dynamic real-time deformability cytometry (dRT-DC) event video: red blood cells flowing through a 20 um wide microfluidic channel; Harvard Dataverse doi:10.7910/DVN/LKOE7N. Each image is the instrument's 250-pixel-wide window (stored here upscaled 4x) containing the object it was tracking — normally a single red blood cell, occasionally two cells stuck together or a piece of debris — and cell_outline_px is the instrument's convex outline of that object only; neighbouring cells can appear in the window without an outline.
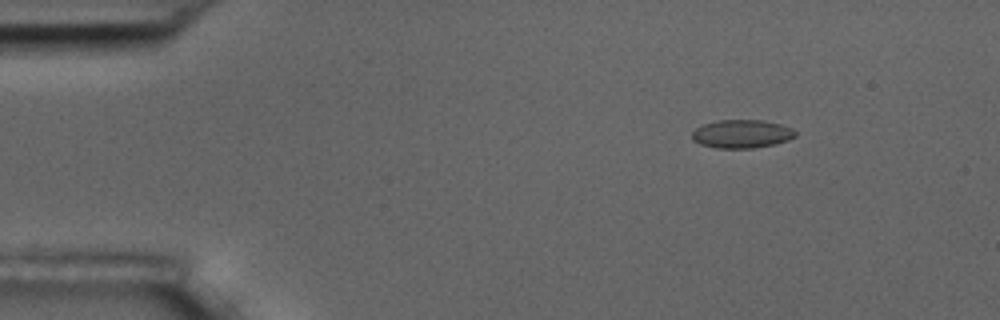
{"species": "common noctule bat (a hibernating species)", "species_latin": "Nyctalus noctula", "temperature_condition": "room temperature", "stored_images_in_passage": 6, "camera_frame_rate_fps": 3000, "um_per_image_px": 0.085, "animal": {"sex": "male", "body_mass_g": 17.5, "forearm_length_mm": 52.3}, "frame": {"image": 1, "passage_image": 3, "time_ms": 2.333, "image_size_px": [1000, 320], "cell_outline_px": [[796, 136], [788, 140], [776, 144], [752, 148], [716, 148], [700, 144], [692, 140], [692, 132], [696, 128], [704, 124], [720, 120], [760, 120], [780, 124], [792, 128], [796, 132]], "centroid_in_image_um": [63.05, 11.39], "position_along_channel_um": 21.9, "area_um2": 17.05}}
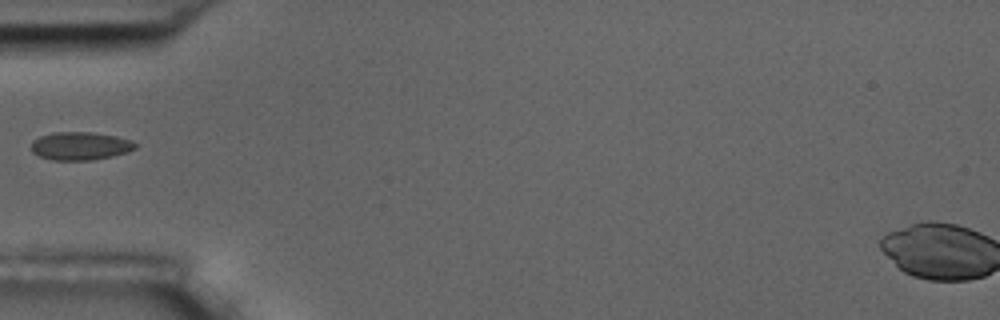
{"frame": {"image": 2, "passage_image": 6, "time_ms": 6.0, "image_size_px": [1000, 320], "cell_outline_px": [[136, 148], [128, 152], [112, 156], [92, 160], [52, 160], [40, 156], [32, 152], [32, 140], [40, 136], [52, 132], [92, 132], [116, 136], [128, 140], [136, 144]], "centroid_in_image_um": [6.8, 12.4], "position_along_channel_um": 78.2, "area_um2": 16.99}}